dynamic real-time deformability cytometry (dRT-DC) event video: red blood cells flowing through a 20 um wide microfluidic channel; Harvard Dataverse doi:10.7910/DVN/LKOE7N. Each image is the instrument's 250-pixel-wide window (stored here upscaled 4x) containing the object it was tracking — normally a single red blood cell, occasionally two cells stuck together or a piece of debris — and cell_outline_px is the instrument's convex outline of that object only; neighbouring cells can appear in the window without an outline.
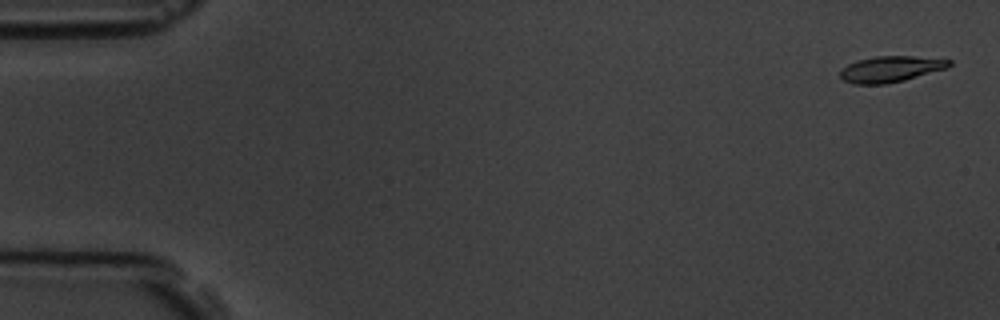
{"species": "common noctule bat (a hibernating species)", "species_latin": "Nyctalus noctula", "temperature_condition": "room temperature", "stored_images_in_passage": 6, "segment_of_instrument_passage": [2, 2], "camera_frame_rate_fps": 3000, "um_per_image_px": 0.085, "animal": {"sex": "male", "body_mass_g": 19.5, "forearm_length_mm": 54.6}, "frame": {"image": 1, "passage_image": 6, "time_ms": 6.667, "image_size_px": [1000, 320], "cell_outline_px": [[952, 64], [948, 68], [904, 80], [884, 84], [852, 84], [844, 80], [840, 76], [840, 68], [856, 60], [876, 56], [912, 56], [952, 60]], "centroid_in_image_um": [75.69, 5.87], "position_along_channel_um": 9.3, "area_um2": 16.59}}